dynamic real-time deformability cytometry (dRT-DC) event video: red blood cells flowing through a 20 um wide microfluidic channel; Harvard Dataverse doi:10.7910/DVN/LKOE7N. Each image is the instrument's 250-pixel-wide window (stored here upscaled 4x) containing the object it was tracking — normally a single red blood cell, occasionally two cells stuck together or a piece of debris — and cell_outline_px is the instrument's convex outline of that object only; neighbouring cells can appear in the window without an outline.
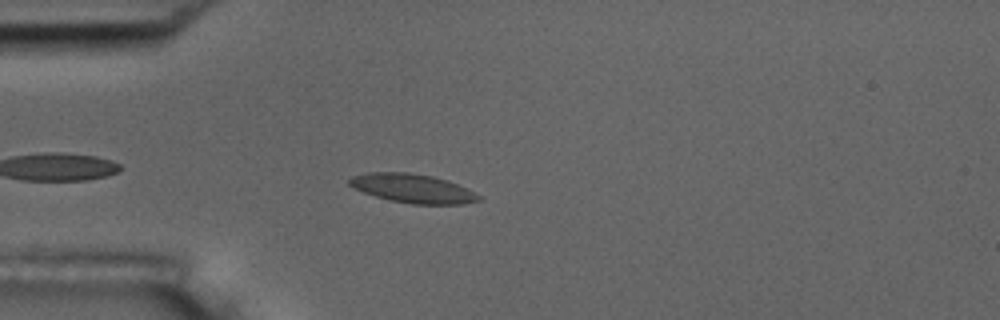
{"species": "common noctule bat (a hibernating species)", "species_latin": "Nyctalus noctula", "temperature_condition": "room temperature", "stored_images_in_passage": 27, "camera_frame_rate_fps": 3000, "um_per_image_px": 0.085, "animal": {"sex": "male", "body_mass_g": 17.5, "forearm_length_mm": 52.3}, "frame": {"image": 1, "passage_image": 5, "time_ms": 1.333, "image_size_px": [1000, 320], "cell_outline_px": [[480, 200], [464, 204], [412, 204], [392, 200], [376, 196], [364, 192], [348, 184], [348, 180], [352, 176], [368, 172], [408, 172], [432, 176], [468, 188], [480, 196]], "centroid_in_image_um": [35.08, 16.01], "position_along_channel_um": 49.9, "area_um2": 21.5}}
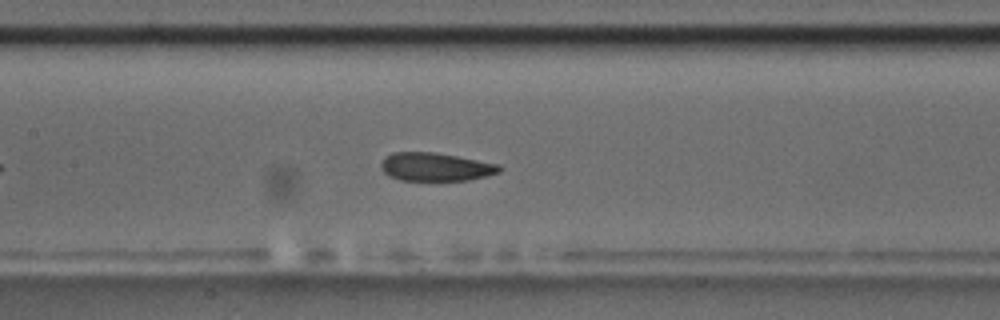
{"frame": {"image": 2, "passage_image": 16, "time_ms": 5.0, "image_size_px": [1000, 320], "cell_outline_px": [[504, 168], [500, 172], [468, 180], [400, 180], [388, 176], [380, 168], [380, 164], [384, 156], [392, 152], [436, 152], [500, 164]], "centroid_in_image_um": [37.0, 14.17], "position_along_channel_um": 170.4, "area_um2": 19.71}}
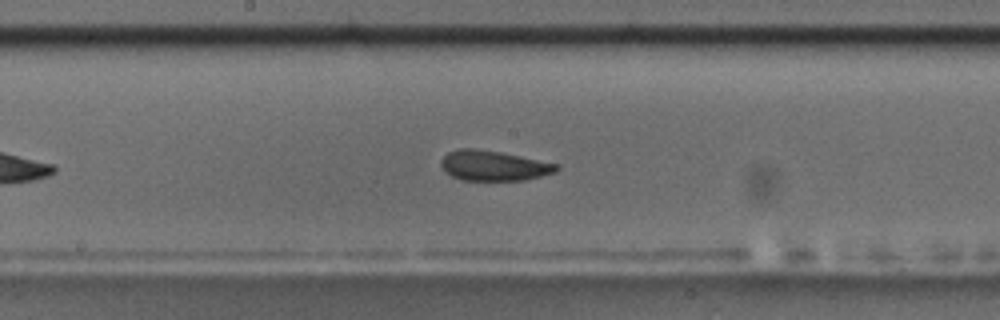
{"frame": {"image": 3, "passage_image": 19, "time_ms": 6.0, "image_size_px": [1000, 320], "cell_outline_px": [[560, 168], [556, 172], [524, 180], [460, 180], [444, 172], [440, 164], [440, 160], [448, 152], [460, 148], [472, 148], [500, 152], [560, 164]], "centroid_in_image_um": [41.94, 14.08], "position_along_channel_um": 206.3, "area_um2": 20.35}}